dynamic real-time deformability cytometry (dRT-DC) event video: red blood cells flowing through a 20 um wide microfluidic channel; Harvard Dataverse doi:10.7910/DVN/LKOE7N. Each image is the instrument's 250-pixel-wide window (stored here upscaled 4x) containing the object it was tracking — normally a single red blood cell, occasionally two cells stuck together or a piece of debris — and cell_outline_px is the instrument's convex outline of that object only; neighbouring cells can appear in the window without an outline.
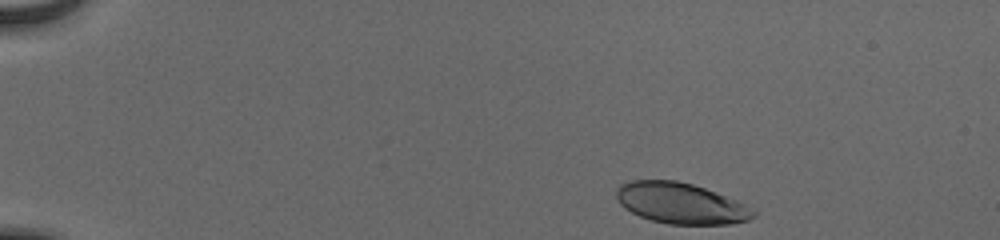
{"species": "human", "species_latin": "Homo sapiens", "temperature_condition": "cold", "stored_images_in_passage": 46, "camera_frame_rate_fps": 3000, "um_per_image_px": 0.085, "donor": {"sex": "male"}, "frame": {"image": 1, "passage_image": 1, "time_ms": 0.0, "image_size_px": [1000, 240], "cell_outline_px": [[756, 216], [748, 220], [732, 224], [668, 224], [652, 220], [640, 216], [624, 208], [616, 200], [616, 188], [620, 184], [632, 180], [676, 180], [692, 184], [716, 192], [756, 208]], "centroid_in_image_um": [57.88, 17.28], "position_along_channel_um": 27.1, "area_um2": 32.89}}
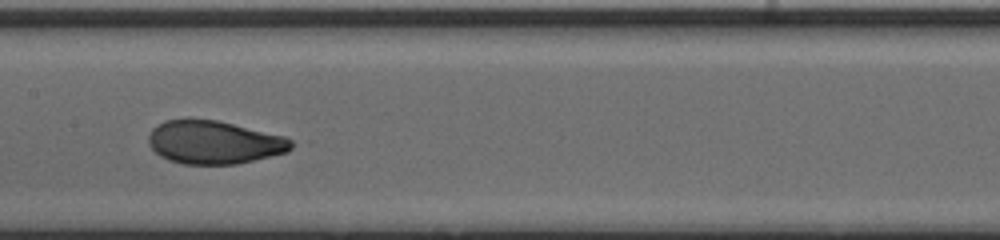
{"frame": {"image": 2, "passage_image": 22, "time_ms": 7.0, "image_size_px": [1000, 240], "cell_outline_px": [[292, 148], [288, 152], [236, 164], [184, 164], [168, 160], [160, 156], [148, 144], [148, 136], [152, 128], [156, 124], [164, 120], [188, 116], [216, 120], [284, 136], [292, 140]], "centroid_in_image_um": [18.13, 12.06], "position_along_channel_um": 189.3, "area_um2": 36.47}}
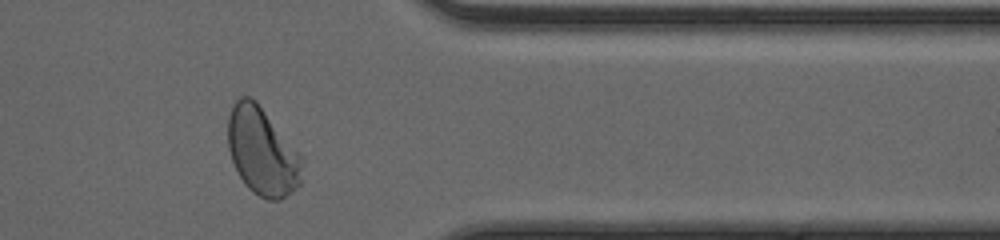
{"frame": {"image": 3, "passage_image": 38, "time_ms": 12.333, "image_size_px": [1000, 240], "cell_outline_px": [[300, 184], [296, 188], [280, 200], [268, 200], [252, 192], [244, 184], [232, 160], [228, 148], [228, 116], [236, 100], [240, 96], [248, 96], [256, 100], [300, 156]], "centroid_in_image_um": [22.23, 12.88], "position_along_channel_um": 389.2, "area_um2": 37.05}, "authors_computed_cell_mechanics": {"area_um2": 36.1828, "velocity_mm_per_s": 3.897, "shape_relaxation_time_tau1_ms": 3.3132, "shape_relaxation_time_tau2_ms": null, "deformation_change_tau1": 0.164, "deformation_change_tau2": null}}